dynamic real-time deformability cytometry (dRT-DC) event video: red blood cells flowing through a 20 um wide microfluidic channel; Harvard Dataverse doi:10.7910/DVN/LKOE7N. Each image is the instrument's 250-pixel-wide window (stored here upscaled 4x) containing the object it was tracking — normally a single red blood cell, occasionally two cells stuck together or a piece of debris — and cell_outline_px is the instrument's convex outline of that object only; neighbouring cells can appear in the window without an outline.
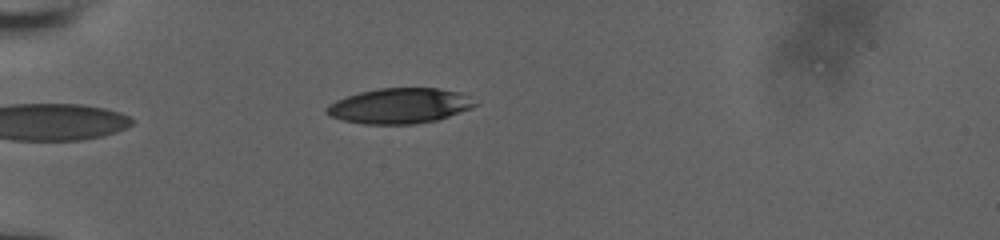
{"species": "human", "species_latin": "Homo sapiens", "temperature_condition": "room temperature", "stored_images_in_passage": 39, "camera_frame_rate_fps": 3000, "um_per_image_px": 0.085, "donor": {"sex": "male"}, "frame": {"image": 1, "passage_image": 1, "time_ms": 0.0, "image_size_px": [1000, 240], "cell_outline_px": [[480, 104], [472, 108], [436, 120], [416, 124], [364, 124], [344, 120], [328, 116], [324, 112], [328, 104], [336, 100], [360, 92], [380, 88], [436, 88], [460, 92]], "centroid_in_image_um": [33.96, 9.0], "position_along_channel_um": 51.0, "area_um2": 30.52}}
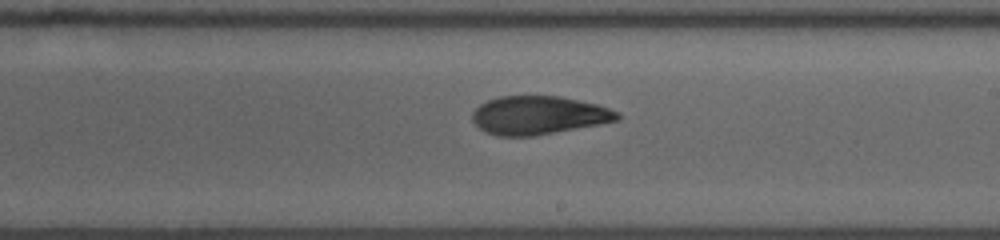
{"frame": {"image": 2, "passage_image": 18, "time_ms": 5.667, "image_size_px": [1000, 240], "cell_outline_px": [[620, 120], [600, 124], [532, 136], [496, 136], [480, 128], [472, 120], [472, 112], [480, 104], [488, 100], [500, 96], [560, 96], [596, 104], [620, 112]], "centroid_in_image_um": [45.79, 9.79], "position_along_channel_um": 243.2, "area_um2": 32.31}}
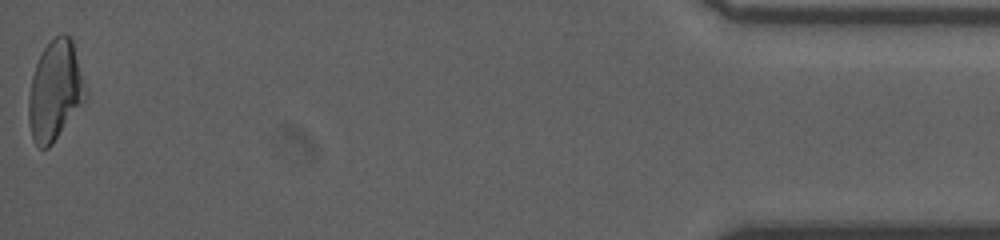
{"frame": {"image": 3, "passage_image": 39, "time_ms": 12.667, "image_size_px": [1000, 240], "cell_outline_px": [[88, 92], [84, 100], [52, 144], [48, 148], [40, 148], [32, 140], [28, 120], [28, 96], [32, 76], [36, 64], [44, 48], [56, 36], [68, 36], [72, 40]], "centroid_in_image_um": [4.66, 7.74], "position_along_channel_um": 430.5, "area_um2": 32.6}, "authors_computed_cell_mechanics": {"area_um2": 32.8882, "velocity_mm_per_s": 3.8818, "shape_relaxation_time_tau1_ms": 9.5234, "shape_relaxation_time_tau2_ms": 2.1422, "deformation_change_tau1": 0.2608, "deformation_change_tau2": 0.0895}}